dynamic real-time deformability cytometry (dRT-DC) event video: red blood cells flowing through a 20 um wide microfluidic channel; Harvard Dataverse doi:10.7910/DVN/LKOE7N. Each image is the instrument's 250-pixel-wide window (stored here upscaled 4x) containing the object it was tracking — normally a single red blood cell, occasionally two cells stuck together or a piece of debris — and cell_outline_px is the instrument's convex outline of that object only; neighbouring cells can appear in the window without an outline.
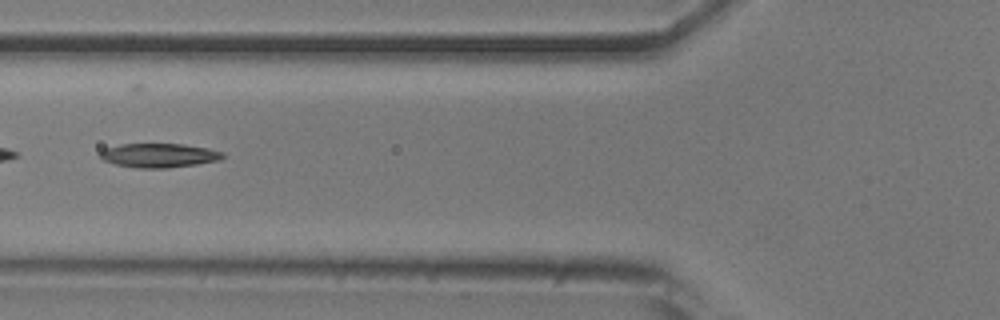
{"species": "common noctule bat (a hibernating species)", "species_latin": "Nyctalus noctula", "temperature_condition": "room temperature", "stored_images_in_passage": 49, "segment_of_instrument_passage": [2, 2], "camera_frame_rate_fps": 3000, "um_per_image_px": 0.085, "animal": {"sex": "male", "body_mass_g": 20.5, "forearm_length_mm": 52.5}, "frame": {"image": 1, "passage_image": 16, "time_ms": 5.0, "image_size_px": [1000, 320], "cell_outline_px": [[224, 156], [220, 160], [196, 164], [168, 168], [140, 168], [116, 164], [104, 160], [100, 156], [100, 152], [104, 148], [120, 144], [184, 144], [208, 148], [224, 152]], "centroid_in_image_um": [13.54, 13.2], "position_along_channel_um": 112.3, "area_um2": 17.17}}
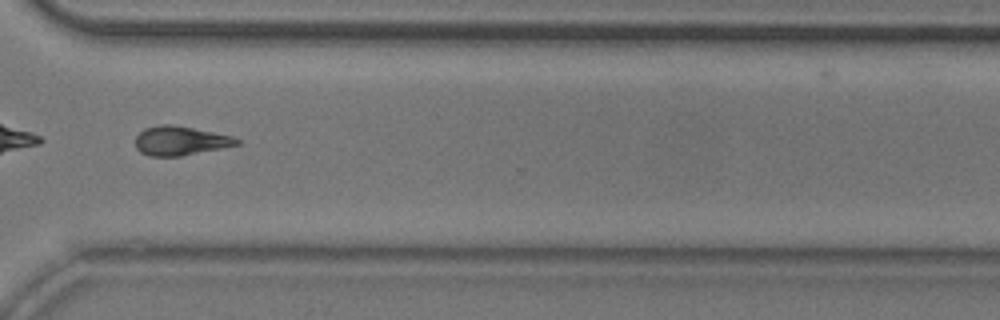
{"frame": {"image": 2, "passage_image": 35, "time_ms": 11.333, "image_size_px": [1000, 320], "cell_outline_px": [[240, 144], [180, 156], [148, 156], [140, 152], [136, 148], [136, 136], [144, 128], [160, 124], [172, 124], [232, 136], [240, 140]], "centroid_in_image_um": [15.29, 11.96], "position_along_channel_um": 355.3, "area_um2": 17.05}}
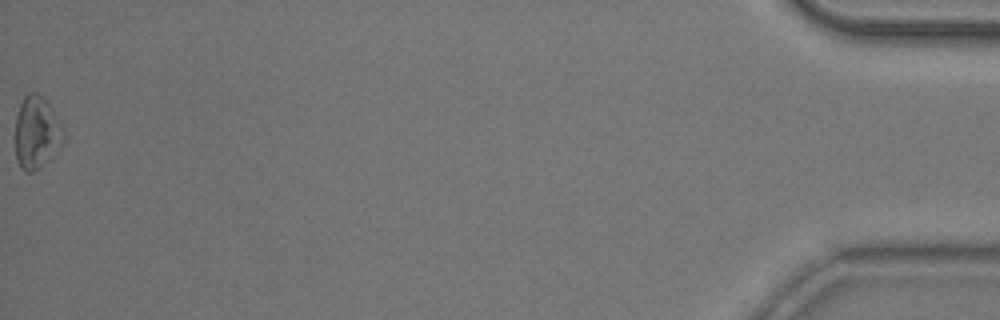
{"frame": {"image": 3, "passage_image": 49, "time_ms": 16.0, "image_size_px": [1000, 320], "cell_outline_px": [[64, 140], [32, 172], [24, 172], [20, 168], [16, 160], [16, 116], [20, 104], [24, 96], [28, 92], [36, 92], [48, 104], [60, 120], [64, 128]], "centroid_in_image_um": [3.08, 11.22], "position_along_channel_um": 432.1, "area_um2": 19.77}}